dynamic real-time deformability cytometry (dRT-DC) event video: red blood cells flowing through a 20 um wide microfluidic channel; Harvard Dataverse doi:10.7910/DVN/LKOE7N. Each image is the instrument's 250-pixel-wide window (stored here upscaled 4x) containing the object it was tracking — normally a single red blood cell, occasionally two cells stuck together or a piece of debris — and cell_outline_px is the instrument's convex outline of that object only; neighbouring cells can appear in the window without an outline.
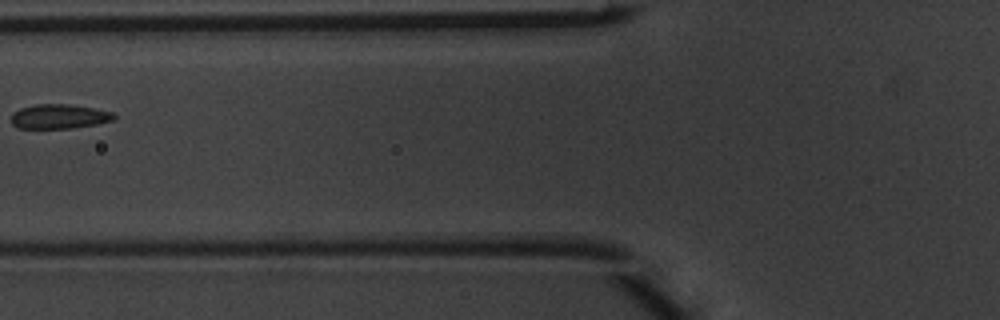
{"species": "common noctule bat (a hibernating species)", "species_latin": "Nyctalus noctula", "temperature_condition": "warm", "stored_images_in_passage": 5, "camera_frame_rate_fps": 3000, "um_per_image_px": 0.085, "animal": {"sex": "male", "body_mass_g": 20.1, "forearm_length_mm": 53.5}, "frame": {"image": 1, "passage_image": 5, "time_ms": 1.333, "image_size_px": [1000, 320], "cell_outline_px": [[116, 116], [112, 120], [96, 124], [72, 128], [20, 128], [12, 124], [12, 112], [20, 108], [36, 104], [68, 104], [92, 108], [112, 112]], "centroid_in_image_um": [5.0, 9.89], "position_along_channel_um": 120.8, "area_um2": 14.51}}